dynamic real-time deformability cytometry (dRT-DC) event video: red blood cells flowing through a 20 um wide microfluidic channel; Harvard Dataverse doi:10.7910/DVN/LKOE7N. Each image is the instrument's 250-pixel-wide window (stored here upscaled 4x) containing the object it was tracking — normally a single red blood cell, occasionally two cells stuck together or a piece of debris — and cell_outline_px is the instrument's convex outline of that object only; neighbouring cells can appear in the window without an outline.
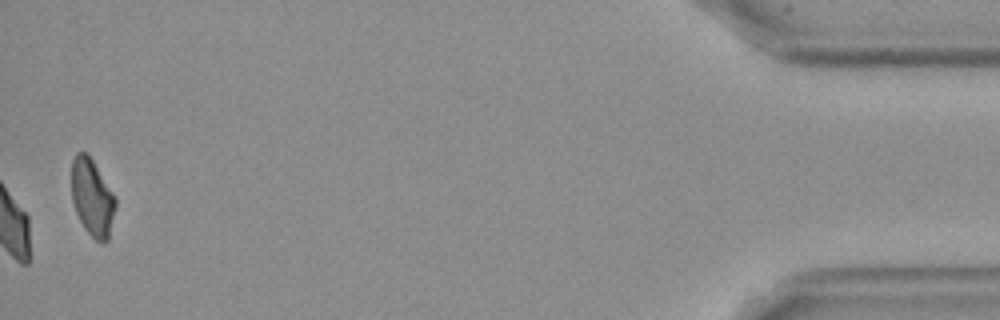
{"species": "Egyptian fruit bat (a non-hibernating species)", "species_latin": "Rousettus aegyptiacus", "temperature_condition": "cold", "stored_images_in_passage": 39, "camera_frame_rate_fps": 3000, "um_per_image_px": 0.085, "frame": {"image": 1, "passage_image": 39, "time_ms": 12.667, "image_size_px": [1000, 320], "cell_outline_px": [[116, 208], [108, 240], [104, 244], [100, 244], [84, 228], [76, 212], [72, 200], [72, 160], [76, 152], [88, 152], [116, 200]], "centroid_in_image_um": [7.84, 16.81], "position_along_channel_um": 427.4, "area_um2": 19.65}, "authors_computed_cell_mechanics": {"area_um2": 22.3686, "velocity_mm_per_s": 3.5875, "shape_relaxation_time_tau1_ms": 5.7594, "shape_relaxation_time_tau2_ms": 6.2271, "deformation_change_tau1": 0.132, "deformation_change_tau2": 0.0882}}